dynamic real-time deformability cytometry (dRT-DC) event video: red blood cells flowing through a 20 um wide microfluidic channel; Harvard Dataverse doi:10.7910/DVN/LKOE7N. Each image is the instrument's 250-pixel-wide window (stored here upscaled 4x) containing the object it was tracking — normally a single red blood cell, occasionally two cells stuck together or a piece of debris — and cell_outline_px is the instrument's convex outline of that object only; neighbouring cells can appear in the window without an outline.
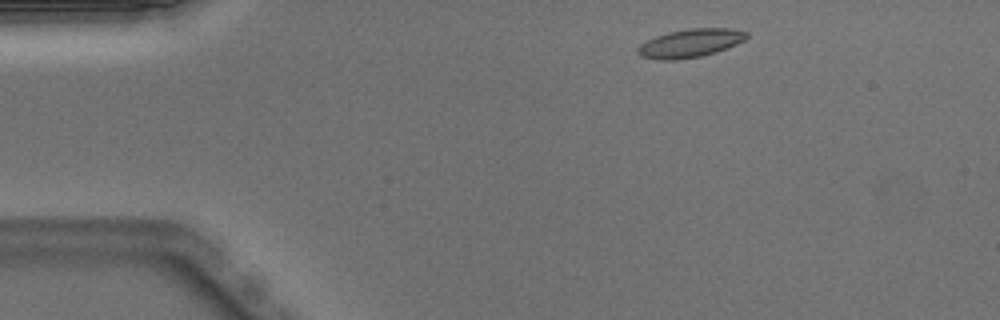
{"species": "Egyptian fruit bat (a non-hibernating species)", "species_latin": "Rousettus aegyptiacus", "temperature_condition": "warm", "stored_images_in_passage": 23, "camera_frame_rate_fps": 3000, "um_per_image_px": 0.085, "animal": {"sex": "male"}, "frame": {"image": 1, "passage_image": 3, "time_ms": 0.667, "image_size_px": [1000, 320], "cell_outline_px": [[748, 36], [744, 40], [736, 44], [716, 52], [700, 56], [676, 60], [660, 60], [640, 56], [636, 52], [636, 48], [640, 44], [656, 36], [668, 32], [688, 28], [732, 28], [748, 32]], "centroid_in_image_um": [58.66, 3.66], "position_along_channel_um": 26.3, "area_um2": 18.03}}
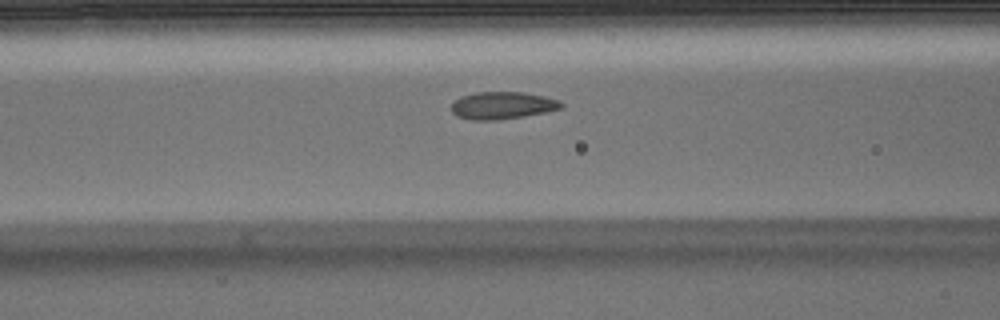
{"frame": {"image": 2, "passage_image": 15, "time_ms": 4.667, "image_size_px": [1000, 320], "cell_outline_px": [[564, 108], [524, 116], [500, 120], [472, 120], [456, 116], [452, 112], [452, 100], [460, 96], [476, 92], [524, 92], [544, 96], [560, 100], [564, 104]], "centroid_in_image_um": [42.7, 8.96], "position_along_channel_um": 123.9, "area_um2": 17.74}}
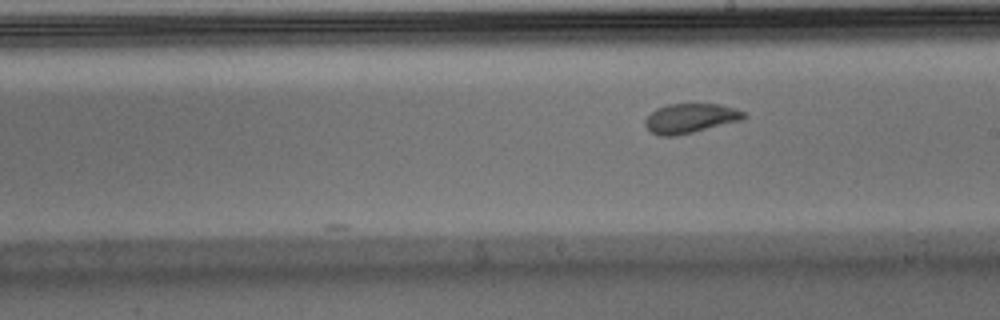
{"frame": {"image": 3, "passage_image": 23, "time_ms": 7.333, "image_size_px": [1000, 320], "cell_outline_px": [[748, 116], [744, 120], [692, 132], [672, 136], [660, 136], [652, 132], [644, 124], [644, 120], [656, 108], [668, 104], [720, 104], [736, 108], [744, 112]], "centroid_in_image_um": [58.72, 10.04], "position_along_channel_um": 230.3, "area_um2": 16.99}}